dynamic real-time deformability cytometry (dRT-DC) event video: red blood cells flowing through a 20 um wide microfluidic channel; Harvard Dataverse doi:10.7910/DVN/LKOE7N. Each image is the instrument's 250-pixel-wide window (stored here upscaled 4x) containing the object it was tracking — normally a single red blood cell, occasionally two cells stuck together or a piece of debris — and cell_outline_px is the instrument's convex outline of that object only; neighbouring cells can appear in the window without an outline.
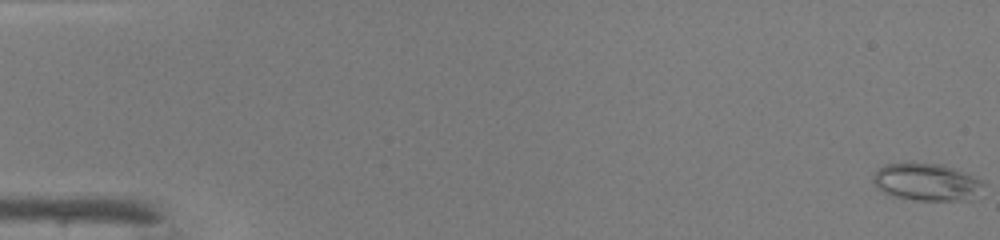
{"species": "common noctule bat (a hibernating species)", "species_latin": "Nyctalus noctula", "temperature_condition": "warm", "stored_images_in_passage": 48, "camera_frame_rate_fps": 3000, "um_per_image_px": 0.085, "animal": {"sex": "male", "body_mass_g": 19.0, "forearm_length_mm": 50.8}, "frame": {"image": 1, "passage_image": 1, "time_ms": 0.0, "image_size_px": [1000, 240], "cell_outline_px": [[984, 184], [972, 200], [916, 200], [892, 196], [884, 192], [872, 180], [872, 176], [884, 164], [944, 164], [984, 180]], "centroid_in_image_um": [78.8, 15.48], "position_along_channel_um": 6.2, "area_um2": 23.7}}
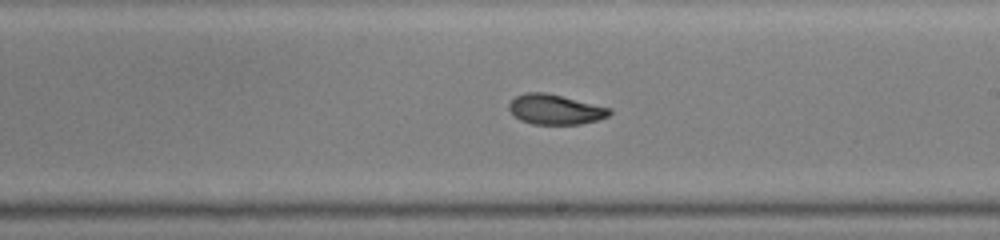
{"frame": {"image": 2, "passage_image": 29, "time_ms": 9.333, "image_size_px": [1000, 240], "cell_outline_px": [[612, 112], [608, 116], [596, 120], [580, 124], [532, 124], [520, 120], [508, 108], [508, 104], [516, 96], [528, 92], [544, 92], [612, 108]], "centroid_in_image_um": [47.2, 9.3], "position_along_channel_um": 241.8, "area_um2": 17.4}}
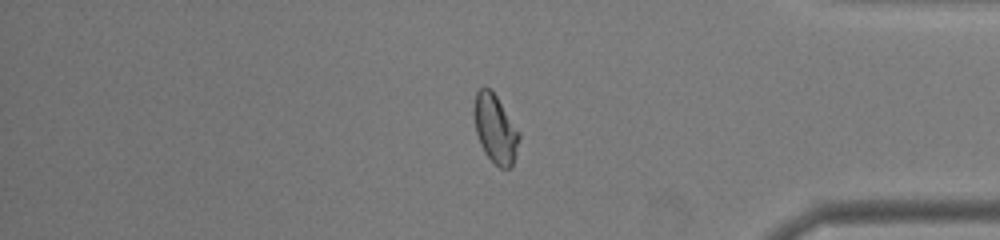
{"frame": {"image": 3, "passage_image": 41, "time_ms": 13.333, "image_size_px": [1000, 240], "cell_outline_px": [[520, 140], [516, 156], [512, 164], [508, 168], [500, 168], [484, 152], [480, 144], [476, 132], [472, 112], [472, 108], [476, 92], [480, 88], [492, 88], [520, 132]], "centroid_in_image_um": [42.09, 10.91], "position_along_channel_um": 393.1, "area_um2": 18.32}, "authors_computed_cell_mechanics": {"area_um2": 18.5249, "velocity_mm_per_s": 4.3035, "shape_relaxation_time_tau1_ms": 5.6586, "shape_relaxation_time_tau2_ms": 2.2019, "deformation_change_tau1": 0.2022, "deformation_change_tau2": 0.0674}}